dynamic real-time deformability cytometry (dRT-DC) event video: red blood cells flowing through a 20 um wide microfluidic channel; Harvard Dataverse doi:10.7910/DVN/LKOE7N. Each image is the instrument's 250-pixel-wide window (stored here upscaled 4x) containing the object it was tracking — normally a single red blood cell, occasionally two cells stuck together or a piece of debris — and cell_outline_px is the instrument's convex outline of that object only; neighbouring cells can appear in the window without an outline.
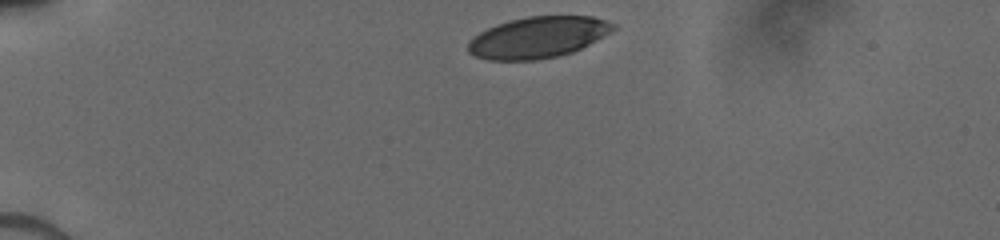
{"species": "human", "species_latin": "Homo sapiens", "temperature_condition": "cold", "stored_images_in_passage": 32, "camera_frame_rate_fps": 3000, "um_per_image_px": 0.085, "donor": {"sex": "male"}, "frame": {"image": 1, "passage_image": 1, "time_ms": 0.0, "image_size_px": [1000, 240], "cell_outline_px": [[616, 28], [588, 44], [572, 52], [556, 56], [536, 60], [488, 60], [476, 56], [468, 52], [468, 44], [480, 32], [496, 24], [508, 20], [528, 16], [592, 16], [616, 24]], "centroid_in_image_um": [45.71, 3.17], "position_along_channel_um": 39.3, "area_um2": 34.51}}
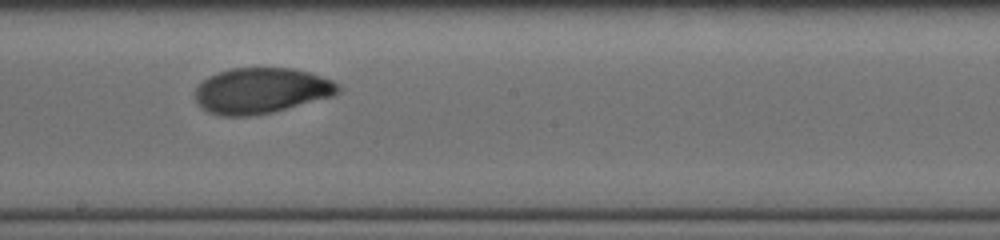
{"frame": {"image": 2, "passage_image": 19, "time_ms": 6.0, "image_size_px": [1000, 240], "cell_outline_px": [[340, 92], [332, 96], [272, 112], [248, 116], [220, 116], [208, 112], [200, 108], [196, 104], [196, 88], [208, 76], [232, 68], [292, 68], [308, 72], [332, 80], [340, 84]], "centroid_in_image_um": [22.19, 7.71], "position_along_channel_um": 226.0, "area_um2": 37.97}}
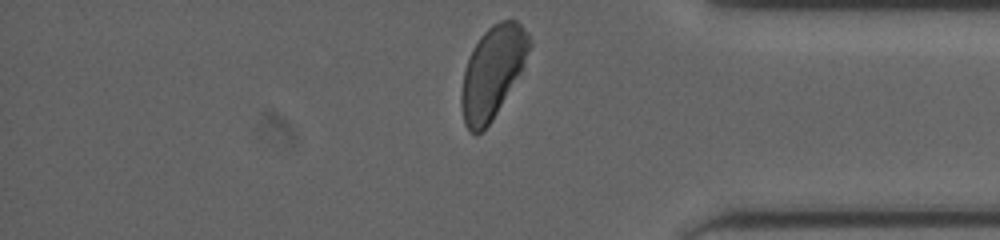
{"frame": {"image": 3, "passage_image": 32, "time_ms": 10.333, "image_size_px": [1000, 240], "cell_outline_px": [[532, 44], [520, 72], [492, 120], [476, 136], [464, 124], [460, 104], [460, 96], [464, 68], [480, 36], [492, 24], [500, 20], [516, 20], [528, 32]], "centroid_in_image_um": [41.85, 6.12], "position_along_channel_um": 393.4, "area_um2": 35.89}}